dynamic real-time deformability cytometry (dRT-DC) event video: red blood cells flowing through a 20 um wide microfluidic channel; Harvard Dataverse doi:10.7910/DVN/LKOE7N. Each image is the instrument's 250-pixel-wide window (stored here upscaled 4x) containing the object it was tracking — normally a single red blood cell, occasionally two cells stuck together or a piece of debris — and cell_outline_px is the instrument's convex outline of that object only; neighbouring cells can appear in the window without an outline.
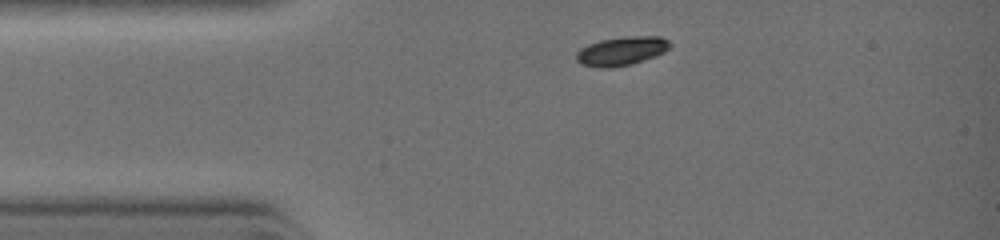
{"species": "common noctule bat (a hibernating species)", "species_latin": "Nyctalus noctula", "temperature_condition": "warm", "stored_images_in_passage": 35, "camera_frame_rate_fps": 3000, "um_per_image_px": 0.085, "animal": {"sex": "female", "body_mass_g": 19.0, "forearm_length_mm": 51.5}, "frame": {"image": 1, "passage_image": 1, "time_ms": 0.0, "image_size_px": [1000, 240], "cell_outline_px": [[672, 44], [664, 52], [656, 56], [632, 64], [608, 68], [600, 68], [584, 64], [576, 60], [576, 52], [580, 48], [588, 44], [600, 40], [624, 36], [660, 36], [668, 40]], "centroid_in_image_um": [52.84, 4.33], "position_along_channel_um": 32.2, "area_um2": 15.78}}
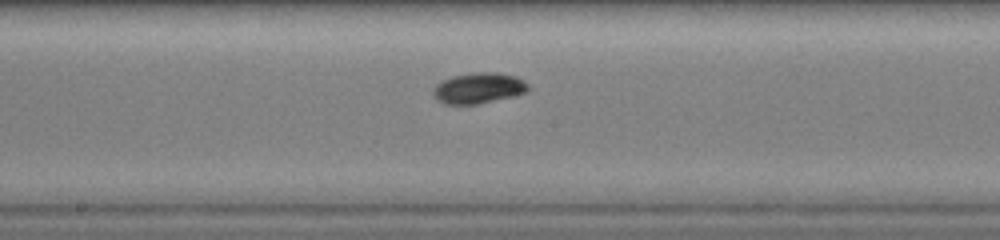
{"frame": {"image": 2, "passage_image": 22, "time_ms": 3.667, "image_size_px": [1000, 240], "cell_outline_px": [[528, 92], [516, 96], [476, 104], [444, 104], [436, 100], [432, 96], [432, 88], [436, 84], [452, 76], [476, 72], [496, 72], [516, 76], [524, 80], [528, 84]], "centroid_in_image_um": [40.67, 7.49], "position_along_channel_um": 207.5, "area_um2": 17.28}}
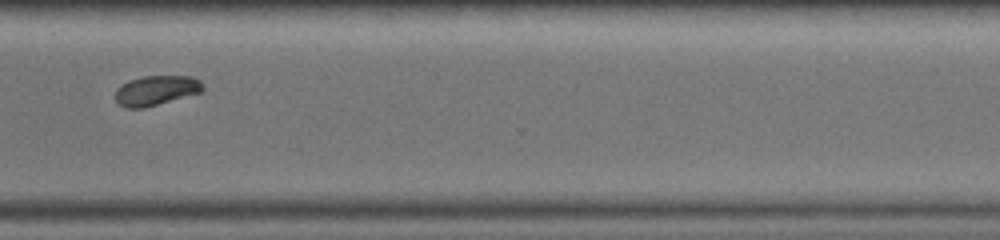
{"frame": {"image": 3, "passage_image": 34, "time_ms": 6.333, "image_size_px": [1000, 240], "cell_outline_px": [[204, 88], [200, 92], [156, 104], [140, 108], [128, 108], [120, 104], [116, 100], [116, 88], [128, 80], [144, 76], [192, 76], [200, 80]], "centroid_in_image_um": [13.26, 7.66], "position_along_channel_um": 357.3, "area_um2": 14.85}}